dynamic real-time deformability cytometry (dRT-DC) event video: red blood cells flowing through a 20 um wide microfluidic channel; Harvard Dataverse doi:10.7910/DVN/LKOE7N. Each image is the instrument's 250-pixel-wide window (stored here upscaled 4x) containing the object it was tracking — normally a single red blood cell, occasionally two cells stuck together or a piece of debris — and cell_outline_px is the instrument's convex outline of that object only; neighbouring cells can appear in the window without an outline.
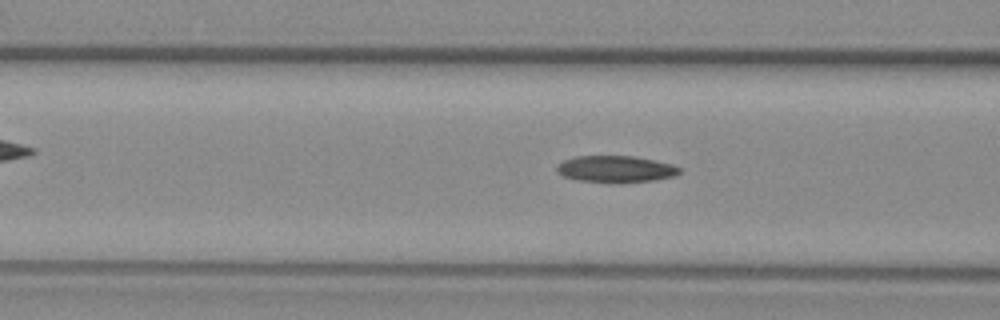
{"species": "common noctule bat (a hibernating species)", "species_latin": "Nyctalus noctula", "temperature_condition": "warm", "stored_images_in_passage": 54, "camera_frame_rate_fps": 3000, "um_per_image_px": 0.085, "animal": {"sex": "female", "body_mass_g": 29.2, "forearm_length_mm": 56.3}, "frame": {"image": 1, "passage_image": 20, "time_ms": 6.333, "image_size_px": [1000, 320], "cell_outline_px": [[680, 172], [676, 176], [656, 180], [620, 184], [580, 180], [564, 176], [556, 172], [556, 164], [564, 160], [576, 156], [632, 156], [672, 164], [680, 168]], "centroid_in_image_um": [52.33, 14.39], "position_along_channel_um": 114.3, "area_um2": 19.31}}
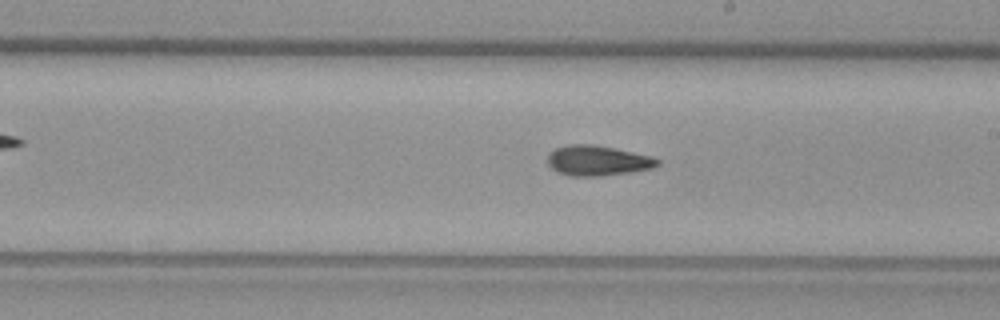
{"frame": {"image": 2, "passage_image": 30, "time_ms": 9.667, "image_size_px": [1000, 320], "cell_outline_px": [[660, 164], [652, 168], [632, 172], [600, 176], [568, 176], [556, 172], [548, 164], [548, 152], [556, 148], [568, 144], [592, 144], [652, 156], [660, 160]], "centroid_in_image_um": [50.77, 13.66], "position_along_channel_um": 238.2, "area_um2": 19.42}}
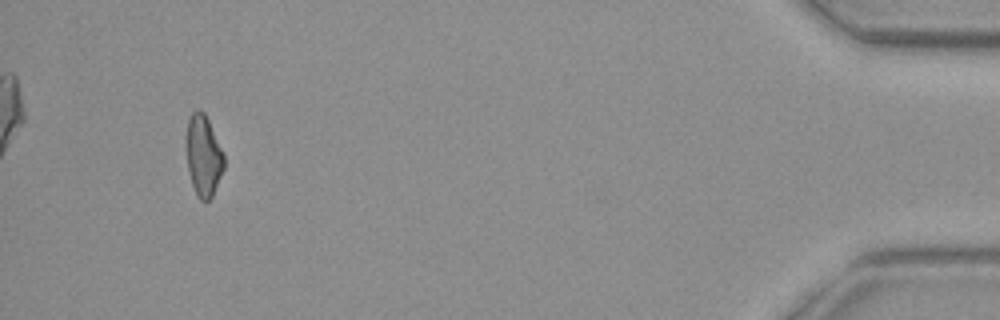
{"frame": {"image": 3, "passage_image": 51, "time_ms": 16.667, "image_size_px": [1000, 320], "cell_outline_px": [[224, 168], [212, 196], [208, 200], [200, 200], [196, 196], [192, 184], [188, 168], [188, 120], [192, 112], [196, 108], [200, 108], [204, 112], [224, 152]], "centroid_in_image_um": [17.32, 13.23], "position_along_channel_um": 417.9, "area_um2": 17.46}, "authors_computed_cell_mechanics": {"area_um2": 18.6116, "velocity_mm_per_s": 3.7151, "shape_relaxation_time_tau1_ms": null, "shape_relaxation_time_tau2_ms": 4.4936, "deformation_change_tau1": null, "deformation_change_tau2": 0.1322}}